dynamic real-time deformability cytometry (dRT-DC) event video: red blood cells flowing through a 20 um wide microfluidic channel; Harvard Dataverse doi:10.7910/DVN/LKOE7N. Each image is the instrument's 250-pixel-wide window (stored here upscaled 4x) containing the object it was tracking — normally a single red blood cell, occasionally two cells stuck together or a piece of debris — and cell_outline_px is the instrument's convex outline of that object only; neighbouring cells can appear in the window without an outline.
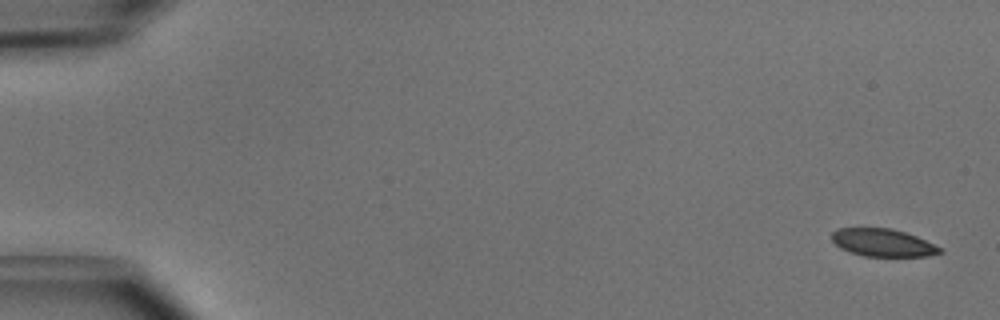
{"species": "common noctule bat (a hibernating species)", "species_latin": "Nyctalus noctula", "temperature_condition": "cold", "stored_images_in_passage": 50, "camera_frame_rate_fps": 3000, "um_per_image_px": 0.085, "animal": {"sex": "male", "body_mass_g": 15.6}, "frame": {"image": 1, "passage_image": 1, "time_ms": 0.0, "image_size_px": [1000, 320], "cell_outline_px": [[944, 252], [928, 256], [864, 256], [840, 248], [832, 240], [832, 232], [836, 228], [892, 228], [916, 236], [944, 248]], "centroid_in_image_um": [75.08, 20.62], "position_along_channel_um": 9.9, "area_um2": 17.46}}
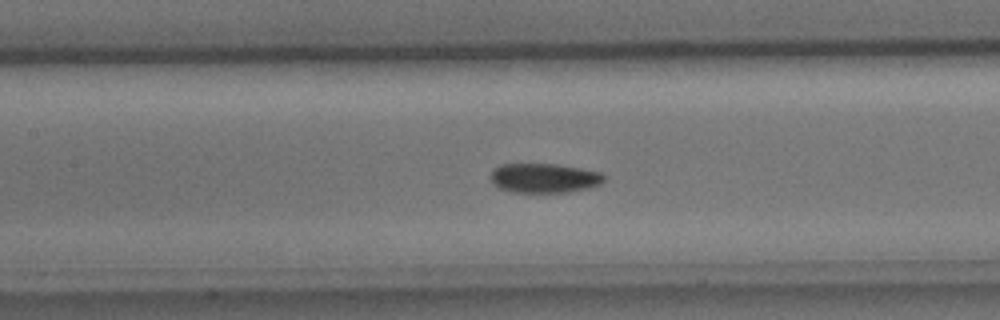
{"frame": {"image": 2, "passage_image": 23, "time_ms": 7.333, "image_size_px": [1000, 320], "cell_outline_px": [[604, 180], [600, 184], [588, 188], [568, 192], [512, 192], [500, 188], [492, 184], [488, 176], [492, 168], [500, 164], [556, 164], [580, 168], [600, 172], [604, 176]], "centroid_in_image_um": [46.18, 15.13], "position_along_channel_um": 161.2, "area_um2": 19.65}}
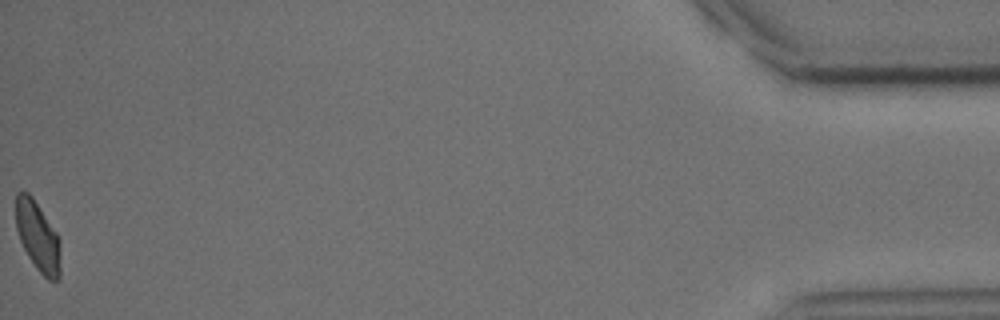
{"frame": {"image": 3, "passage_image": 50, "time_ms": 16.333, "image_size_px": [1000, 320], "cell_outline_px": [[60, 276], [56, 280], [48, 280], [36, 268], [28, 256], [20, 240], [16, 228], [16, 192], [28, 192], [32, 196], [56, 232], [60, 240]], "centroid_in_image_um": [3.22, 20.1], "position_along_channel_um": 432.0, "area_um2": 18.03}, "authors_computed_cell_mechanics": {"area_um2": 19.5364, "velocity_mm_per_s": 4.021, "shape_relaxation_time_tau1_ms": 2.109, "shape_relaxation_time_tau2_ms": null, "deformation_change_tau1": 0.1125, "deformation_change_tau2": null}}